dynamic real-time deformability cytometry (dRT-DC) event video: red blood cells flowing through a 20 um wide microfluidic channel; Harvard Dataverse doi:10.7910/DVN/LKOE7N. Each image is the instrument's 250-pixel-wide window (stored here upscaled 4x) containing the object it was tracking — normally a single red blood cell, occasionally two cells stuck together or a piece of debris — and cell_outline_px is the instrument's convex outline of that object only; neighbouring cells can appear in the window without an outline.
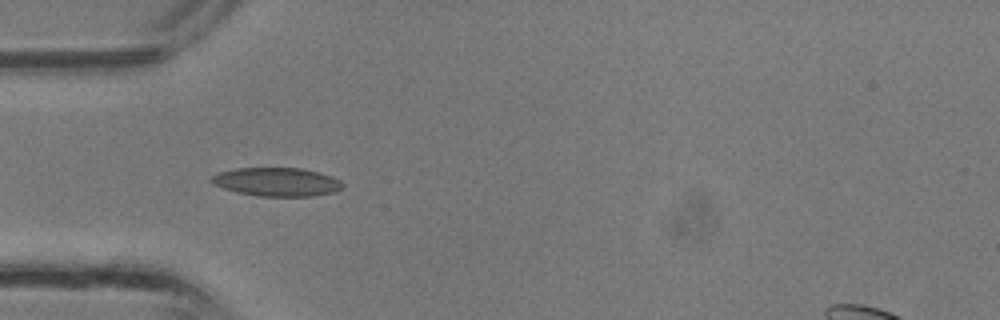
{"species": "common noctule bat (a hibernating species)", "species_latin": "Nyctalus noctula", "temperature_condition": "room temperature", "stored_images_in_passage": 26, "camera_frame_rate_fps": 3000, "um_per_image_px": 0.085, "animal": {"sex": "male", "body_mass_g": 13.3}, "frame": {"image": 1, "passage_image": 1, "time_ms": 0.0, "image_size_px": [1000, 320], "cell_outline_px": [[344, 184], [336, 192], [312, 196], [260, 196], [240, 192], [224, 188], [212, 184], [208, 180], [212, 176], [220, 172], [236, 168], [300, 168], [320, 172], [332, 176], [340, 180]], "centroid_in_image_um": [23.55, 15.45], "position_along_channel_um": 61.5, "area_um2": 21.79}}
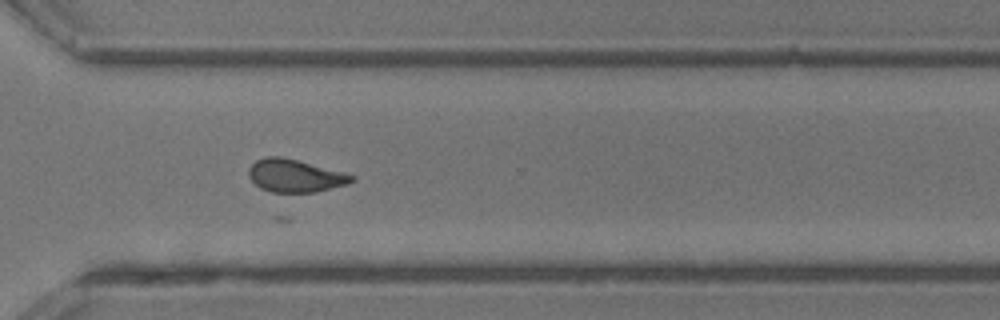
{"frame": {"image": 2, "passage_image": 16, "time_ms": 5.0, "image_size_px": [1000, 320], "cell_outline_px": [[356, 180], [348, 184], [316, 192], [272, 192], [260, 188], [248, 176], [248, 168], [256, 160], [264, 156], [280, 156], [344, 172], [356, 176]], "centroid_in_image_um": [25.08, 14.94], "position_along_channel_um": 345.5, "area_um2": 19.71}}
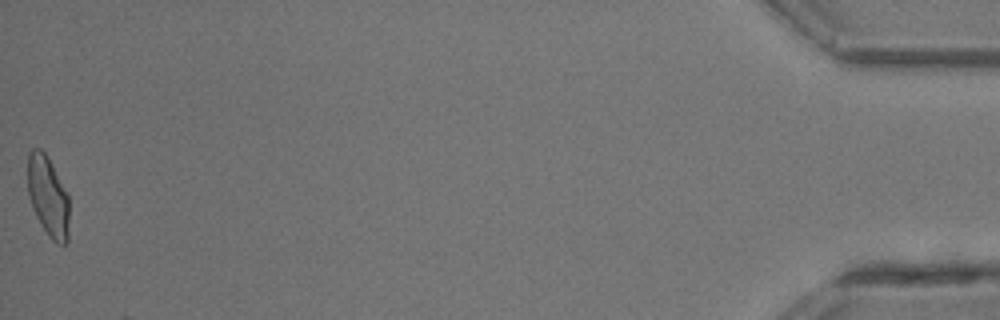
{"frame": {"image": 3, "passage_image": 26, "time_ms": 8.333, "image_size_px": [1000, 320], "cell_outline_px": [[68, 240], [64, 244], [56, 244], [48, 236], [40, 224], [32, 208], [28, 192], [28, 152], [32, 148], [40, 148], [44, 152], [52, 164], [68, 192]], "centroid_in_image_um": [4.08, 16.69], "position_along_channel_um": 431.1, "area_um2": 19.59}}